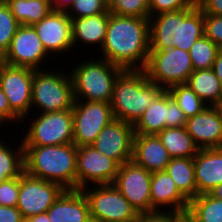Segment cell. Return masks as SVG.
<instances>
[{"mask_svg": "<svg viewBox=\"0 0 222 222\" xmlns=\"http://www.w3.org/2000/svg\"><path fill=\"white\" fill-rule=\"evenodd\" d=\"M0 222H25L17 207L0 206Z\"/></svg>", "mask_w": 222, "mask_h": 222, "instance_id": "42", "label": "cell"}, {"mask_svg": "<svg viewBox=\"0 0 222 222\" xmlns=\"http://www.w3.org/2000/svg\"><path fill=\"white\" fill-rule=\"evenodd\" d=\"M197 4L204 14L222 16V0H200Z\"/></svg>", "mask_w": 222, "mask_h": 222, "instance_id": "43", "label": "cell"}, {"mask_svg": "<svg viewBox=\"0 0 222 222\" xmlns=\"http://www.w3.org/2000/svg\"><path fill=\"white\" fill-rule=\"evenodd\" d=\"M167 149L156 134H135L132 161L150 173L165 171L171 161Z\"/></svg>", "mask_w": 222, "mask_h": 222, "instance_id": "19", "label": "cell"}, {"mask_svg": "<svg viewBox=\"0 0 222 222\" xmlns=\"http://www.w3.org/2000/svg\"><path fill=\"white\" fill-rule=\"evenodd\" d=\"M212 69L222 84V53L218 52Z\"/></svg>", "mask_w": 222, "mask_h": 222, "instance_id": "45", "label": "cell"}, {"mask_svg": "<svg viewBox=\"0 0 222 222\" xmlns=\"http://www.w3.org/2000/svg\"><path fill=\"white\" fill-rule=\"evenodd\" d=\"M14 150V151H13ZM24 172V147L21 143L18 149L0 141V183L20 177Z\"/></svg>", "mask_w": 222, "mask_h": 222, "instance_id": "30", "label": "cell"}, {"mask_svg": "<svg viewBox=\"0 0 222 222\" xmlns=\"http://www.w3.org/2000/svg\"><path fill=\"white\" fill-rule=\"evenodd\" d=\"M150 50L173 47L185 51L204 36V13L197 3L190 8L149 18Z\"/></svg>", "mask_w": 222, "mask_h": 222, "instance_id": "2", "label": "cell"}, {"mask_svg": "<svg viewBox=\"0 0 222 222\" xmlns=\"http://www.w3.org/2000/svg\"><path fill=\"white\" fill-rule=\"evenodd\" d=\"M20 25H34L51 11L49 0H3Z\"/></svg>", "mask_w": 222, "mask_h": 222, "instance_id": "29", "label": "cell"}, {"mask_svg": "<svg viewBox=\"0 0 222 222\" xmlns=\"http://www.w3.org/2000/svg\"><path fill=\"white\" fill-rule=\"evenodd\" d=\"M165 171L171 176L178 190L188 200L197 196L194 157L172 158Z\"/></svg>", "mask_w": 222, "mask_h": 222, "instance_id": "26", "label": "cell"}, {"mask_svg": "<svg viewBox=\"0 0 222 222\" xmlns=\"http://www.w3.org/2000/svg\"><path fill=\"white\" fill-rule=\"evenodd\" d=\"M209 194L213 196L214 198L222 200V184L217 185L214 187Z\"/></svg>", "mask_w": 222, "mask_h": 222, "instance_id": "47", "label": "cell"}, {"mask_svg": "<svg viewBox=\"0 0 222 222\" xmlns=\"http://www.w3.org/2000/svg\"><path fill=\"white\" fill-rule=\"evenodd\" d=\"M89 188V189H86ZM92 188V189H91ZM84 187L91 220L101 222H134L138 212L114 184Z\"/></svg>", "mask_w": 222, "mask_h": 222, "instance_id": "8", "label": "cell"}, {"mask_svg": "<svg viewBox=\"0 0 222 222\" xmlns=\"http://www.w3.org/2000/svg\"><path fill=\"white\" fill-rule=\"evenodd\" d=\"M157 135L172 158L194 157L199 151L186 127L165 128Z\"/></svg>", "mask_w": 222, "mask_h": 222, "instance_id": "27", "label": "cell"}, {"mask_svg": "<svg viewBox=\"0 0 222 222\" xmlns=\"http://www.w3.org/2000/svg\"><path fill=\"white\" fill-rule=\"evenodd\" d=\"M134 135L133 124L113 119L98 134L92 146L121 166L132 161Z\"/></svg>", "mask_w": 222, "mask_h": 222, "instance_id": "16", "label": "cell"}, {"mask_svg": "<svg viewBox=\"0 0 222 222\" xmlns=\"http://www.w3.org/2000/svg\"><path fill=\"white\" fill-rule=\"evenodd\" d=\"M24 171L33 177L76 189L77 146L74 143L23 146Z\"/></svg>", "mask_w": 222, "mask_h": 222, "instance_id": "3", "label": "cell"}, {"mask_svg": "<svg viewBox=\"0 0 222 222\" xmlns=\"http://www.w3.org/2000/svg\"><path fill=\"white\" fill-rule=\"evenodd\" d=\"M20 190V177L0 183V206L16 207Z\"/></svg>", "mask_w": 222, "mask_h": 222, "instance_id": "37", "label": "cell"}, {"mask_svg": "<svg viewBox=\"0 0 222 222\" xmlns=\"http://www.w3.org/2000/svg\"><path fill=\"white\" fill-rule=\"evenodd\" d=\"M48 54L64 55L73 47L72 22L66 12L51 11L33 25Z\"/></svg>", "mask_w": 222, "mask_h": 222, "instance_id": "17", "label": "cell"}, {"mask_svg": "<svg viewBox=\"0 0 222 222\" xmlns=\"http://www.w3.org/2000/svg\"><path fill=\"white\" fill-rule=\"evenodd\" d=\"M23 146L65 145L73 143L72 109L40 113L30 123Z\"/></svg>", "mask_w": 222, "mask_h": 222, "instance_id": "9", "label": "cell"}, {"mask_svg": "<svg viewBox=\"0 0 222 222\" xmlns=\"http://www.w3.org/2000/svg\"><path fill=\"white\" fill-rule=\"evenodd\" d=\"M215 108L218 110L220 116L222 117V97L218 101V103L215 105Z\"/></svg>", "mask_w": 222, "mask_h": 222, "instance_id": "48", "label": "cell"}, {"mask_svg": "<svg viewBox=\"0 0 222 222\" xmlns=\"http://www.w3.org/2000/svg\"><path fill=\"white\" fill-rule=\"evenodd\" d=\"M44 69L34 70L31 107L40 108V113L72 109L75 98L70 73Z\"/></svg>", "mask_w": 222, "mask_h": 222, "instance_id": "6", "label": "cell"}, {"mask_svg": "<svg viewBox=\"0 0 222 222\" xmlns=\"http://www.w3.org/2000/svg\"><path fill=\"white\" fill-rule=\"evenodd\" d=\"M20 24L14 18L9 7L0 0V50L6 52Z\"/></svg>", "mask_w": 222, "mask_h": 222, "instance_id": "34", "label": "cell"}, {"mask_svg": "<svg viewBox=\"0 0 222 222\" xmlns=\"http://www.w3.org/2000/svg\"><path fill=\"white\" fill-rule=\"evenodd\" d=\"M185 218L189 222H222V200L200 194L189 200Z\"/></svg>", "mask_w": 222, "mask_h": 222, "instance_id": "28", "label": "cell"}, {"mask_svg": "<svg viewBox=\"0 0 222 222\" xmlns=\"http://www.w3.org/2000/svg\"><path fill=\"white\" fill-rule=\"evenodd\" d=\"M219 52L222 53V45L219 47Z\"/></svg>", "mask_w": 222, "mask_h": 222, "instance_id": "50", "label": "cell"}, {"mask_svg": "<svg viewBox=\"0 0 222 222\" xmlns=\"http://www.w3.org/2000/svg\"><path fill=\"white\" fill-rule=\"evenodd\" d=\"M150 195L152 212L161 211L164 206H169L171 212H187L189 200L178 190L166 171L152 173Z\"/></svg>", "mask_w": 222, "mask_h": 222, "instance_id": "21", "label": "cell"}, {"mask_svg": "<svg viewBox=\"0 0 222 222\" xmlns=\"http://www.w3.org/2000/svg\"><path fill=\"white\" fill-rule=\"evenodd\" d=\"M186 120L183 111L168 92V120H166V128L185 127Z\"/></svg>", "mask_w": 222, "mask_h": 222, "instance_id": "40", "label": "cell"}, {"mask_svg": "<svg viewBox=\"0 0 222 222\" xmlns=\"http://www.w3.org/2000/svg\"><path fill=\"white\" fill-rule=\"evenodd\" d=\"M64 190L58 183L33 177L24 171L20 176V190L16 207L24 219L46 213Z\"/></svg>", "mask_w": 222, "mask_h": 222, "instance_id": "11", "label": "cell"}, {"mask_svg": "<svg viewBox=\"0 0 222 222\" xmlns=\"http://www.w3.org/2000/svg\"><path fill=\"white\" fill-rule=\"evenodd\" d=\"M185 218L184 213L171 212L170 210L139 213L134 222H181Z\"/></svg>", "mask_w": 222, "mask_h": 222, "instance_id": "39", "label": "cell"}, {"mask_svg": "<svg viewBox=\"0 0 222 222\" xmlns=\"http://www.w3.org/2000/svg\"><path fill=\"white\" fill-rule=\"evenodd\" d=\"M197 196L222 184V148L199 149L194 156Z\"/></svg>", "mask_w": 222, "mask_h": 222, "instance_id": "22", "label": "cell"}, {"mask_svg": "<svg viewBox=\"0 0 222 222\" xmlns=\"http://www.w3.org/2000/svg\"><path fill=\"white\" fill-rule=\"evenodd\" d=\"M85 62L70 72L75 100L110 103L114 82L123 69L102 58Z\"/></svg>", "mask_w": 222, "mask_h": 222, "instance_id": "5", "label": "cell"}, {"mask_svg": "<svg viewBox=\"0 0 222 222\" xmlns=\"http://www.w3.org/2000/svg\"><path fill=\"white\" fill-rule=\"evenodd\" d=\"M25 222H50V220L47 213H42L25 219Z\"/></svg>", "mask_w": 222, "mask_h": 222, "instance_id": "46", "label": "cell"}, {"mask_svg": "<svg viewBox=\"0 0 222 222\" xmlns=\"http://www.w3.org/2000/svg\"><path fill=\"white\" fill-rule=\"evenodd\" d=\"M181 222H189L186 218H184Z\"/></svg>", "mask_w": 222, "mask_h": 222, "instance_id": "51", "label": "cell"}, {"mask_svg": "<svg viewBox=\"0 0 222 222\" xmlns=\"http://www.w3.org/2000/svg\"><path fill=\"white\" fill-rule=\"evenodd\" d=\"M110 12L71 19L73 47L82 41L86 45H99L102 48L108 27Z\"/></svg>", "mask_w": 222, "mask_h": 222, "instance_id": "23", "label": "cell"}, {"mask_svg": "<svg viewBox=\"0 0 222 222\" xmlns=\"http://www.w3.org/2000/svg\"><path fill=\"white\" fill-rule=\"evenodd\" d=\"M204 35L218 47L222 45V16L204 14Z\"/></svg>", "mask_w": 222, "mask_h": 222, "instance_id": "38", "label": "cell"}, {"mask_svg": "<svg viewBox=\"0 0 222 222\" xmlns=\"http://www.w3.org/2000/svg\"><path fill=\"white\" fill-rule=\"evenodd\" d=\"M149 18L110 13L103 59L123 70H143L150 52Z\"/></svg>", "mask_w": 222, "mask_h": 222, "instance_id": "1", "label": "cell"}, {"mask_svg": "<svg viewBox=\"0 0 222 222\" xmlns=\"http://www.w3.org/2000/svg\"><path fill=\"white\" fill-rule=\"evenodd\" d=\"M186 84L207 106H215L222 97V84L212 68L194 70Z\"/></svg>", "mask_w": 222, "mask_h": 222, "instance_id": "25", "label": "cell"}, {"mask_svg": "<svg viewBox=\"0 0 222 222\" xmlns=\"http://www.w3.org/2000/svg\"><path fill=\"white\" fill-rule=\"evenodd\" d=\"M193 0H149L150 17L164 12H174L190 8Z\"/></svg>", "mask_w": 222, "mask_h": 222, "instance_id": "36", "label": "cell"}, {"mask_svg": "<svg viewBox=\"0 0 222 222\" xmlns=\"http://www.w3.org/2000/svg\"><path fill=\"white\" fill-rule=\"evenodd\" d=\"M53 11L67 12L74 0H49Z\"/></svg>", "mask_w": 222, "mask_h": 222, "instance_id": "44", "label": "cell"}, {"mask_svg": "<svg viewBox=\"0 0 222 222\" xmlns=\"http://www.w3.org/2000/svg\"><path fill=\"white\" fill-rule=\"evenodd\" d=\"M151 177L152 173L136 165L133 161H129L119 166L116 179L113 182L138 214L152 212Z\"/></svg>", "mask_w": 222, "mask_h": 222, "instance_id": "13", "label": "cell"}, {"mask_svg": "<svg viewBox=\"0 0 222 222\" xmlns=\"http://www.w3.org/2000/svg\"><path fill=\"white\" fill-rule=\"evenodd\" d=\"M218 52L219 47L205 35L198 39L189 50L193 69H211Z\"/></svg>", "mask_w": 222, "mask_h": 222, "instance_id": "32", "label": "cell"}, {"mask_svg": "<svg viewBox=\"0 0 222 222\" xmlns=\"http://www.w3.org/2000/svg\"><path fill=\"white\" fill-rule=\"evenodd\" d=\"M163 90L144 70H123L114 82L110 102L114 119L134 125Z\"/></svg>", "mask_w": 222, "mask_h": 222, "instance_id": "4", "label": "cell"}, {"mask_svg": "<svg viewBox=\"0 0 222 222\" xmlns=\"http://www.w3.org/2000/svg\"><path fill=\"white\" fill-rule=\"evenodd\" d=\"M167 90L186 118L197 115L207 107L203 100L187 84H176Z\"/></svg>", "mask_w": 222, "mask_h": 222, "instance_id": "31", "label": "cell"}, {"mask_svg": "<svg viewBox=\"0 0 222 222\" xmlns=\"http://www.w3.org/2000/svg\"><path fill=\"white\" fill-rule=\"evenodd\" d=\"M50 222H91L89 205L79 189H65L46 211Z\"/></svg>", "mask_w": 222, "mask_h": 222, "instance_id": "20", "label": "cell"}, {"mask_svg": "<svg viewBox=\"0 0 222 222\" xmlns=\"http://www.w3.org/2000/svg\"><path fill=\"white\" fill-rule=\"evenodd\" d=\"M49 55L34 26L20 25L5 52V64L41 70L40 64Z\"/></svg>", "mask_w": 222, "mask_h": 222, "instance_id": "15", "label": "cell"}, {"mask_svg": "<svg viewBox=\"0 0 222 222\" xmlns=\"http://www.w3.org/2000/svg\"><path fill=\"white\" fill-rule=\"evenodd\" d=\"M185 127L199 149L222 148V117L215 106L187 118Z\"/></svg>", "mask_w": 222, "mask_h": 222, "instance_id": "18", "label": "cell"}, {"mask_svg": "<svg viewBox=\"0 0 222 222\" xmlns=\"http://www.w3.org/2000/svg\"><path fill=\"white\" fill-rule=\"evenodd\" d=\"M5 64V53L0 50V67Z\"/></svg>", "mask_w": 222, "mask_h": 222, "instance_id": "49", "label": "cell"}, {"mask_svg": "<svg viewBox=\"0 0 222 222\" xmlns=\"http://www.w3.org/2000/svg\"><path fill=\"white\" fill-rule=\"evenodd\" d=\"M107 10L106 0H74L66 14L71 19H76L105 13Z\"/></svg>", "mask_w": 222, "mask_h": 222, "instance_id": "35", "label": "cell"}, {"mask_svg": "<svg viewBox=\"0 0 222 222\" xmlns=\"http://www.w3.org/2000/svg\"><path fill=\"white\" fill-rule=\"evenodd\" d=\"M108 11L119 16L150 18L149 0H110Z\"/></svg>", "mask_w": 222, "mask_h": 222, "instance_id": "33", "label": "cell"}, {"mask_svg": "<svg viewBox=\"0 0 222 222\" xmlns=\"http://www.w3.org/2000/svg\"><path fill=\"white\" fill-rule=\"evenodd\" d=\"M143 70L151 82L163 89L176 84H186L194 71L189 52L175 47L167 50H150Z\"/></svg>", "mask_w": 222, "mask_h": 222, "instance_id": "7", "label": "cell"}, {"mask_svg": "<svg viewBox=\"0 0 222 222\" xmlns=\"http://www.w3.org/2000/svg\"><path fill=\"white\" fill-rule=\"evenodd\" d=\"M34 70L4 64L0 67V86L10 108L21 118L29 116L32 103Z\"/></svg>", "mask_w": 222, "mask_h": 222, "instance_id": "14", "label": "cell"}, {"mask_svg": "<svg viewBox=\"0 0 222 222\" xmlns=\"http://www.w3.org/2000/svg\"><path fill=\"white\" fill-rule=\"evenodd\" d=\"M168 120V90L164 89L136 121L134 134H158L166 128Z\"/></svg>", "mask_w": 222, "mask_h": 222, "instance_id": "24", "label": "cell"}, {"mask_svg": "<svg viewBox=\"0 0 222 222\" xmlns=\"http://www.w3.org/2000/svg\"><path fill=\"white\" fill-rule=\"evenodd\" d=\"M118 168L119 165L113 159L99 152L94 146L77 147L76 189L87 187L89 182L95 186L113 184Z\"/></svg>", "mask_w": 222, "mask_h": 222, "instance_id": "12", "label": "cell"}, {"mask_svg": "<svg viewBox=\"0 0 222 222\" xmlns=\"http://www.w3.org/2000/svg\"><path fill=\"white\" fill-rule=\"evenodd\" d=\"M72 112L73 143L77 147L92 145L102 129L114 119L108 102L75 100Z\"/></svg>", "mask_w": 222, "mask_h": 222, "instance_id": "10", "label": "cell"}, {"mask_svg": "<svg viewBox=\"0 0 222 222\" xmlns=\"http://www.w3.org/2000/svg\"><path fill=\"white\" fill-rule=\"evenodd\" d=\"M20 117L10 108L8 99L4 94L0 86V120L4 123H9L7 121H16L20 122Z\"/></svg>", "mask_w": 222, "mask_h": 222, "instance_id": "41", "label": "cell"}]
</instances>
